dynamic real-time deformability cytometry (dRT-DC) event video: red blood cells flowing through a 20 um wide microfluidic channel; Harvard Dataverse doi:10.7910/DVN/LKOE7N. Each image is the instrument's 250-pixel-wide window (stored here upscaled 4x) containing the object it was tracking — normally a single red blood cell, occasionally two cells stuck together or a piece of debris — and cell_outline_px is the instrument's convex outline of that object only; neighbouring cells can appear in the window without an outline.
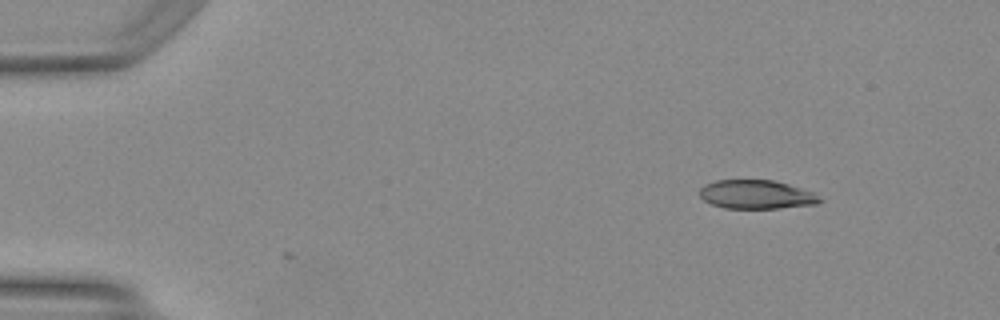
{"species": "Egyptian fruit bat (a non-hibernating species)", "species_latin": "Rousettus aegyptiacus", "temperature_condition": "warm", "stored_images_in_passage": 45, "camera_frame_rate_fps": 3000, "um_per_image_px": 0.085, "animal": {"sex": "female"}, "frame": {"image": 1, "passage_image": 1, "time_ms": 0.0, "image_size_px": [1000, 320], "cell_outline_px": [[824, 200], [816, 204], [776, 208], [724, 208], [712, 204], [704, 200], [700, 196], [700, 188], [704, 184], [716, 180], [776, 180], [812, 192]], "centroid_in_image_um": [64.27, 16.52], "position_along_channel_um": 20.7, "area_um2": 20.06}}
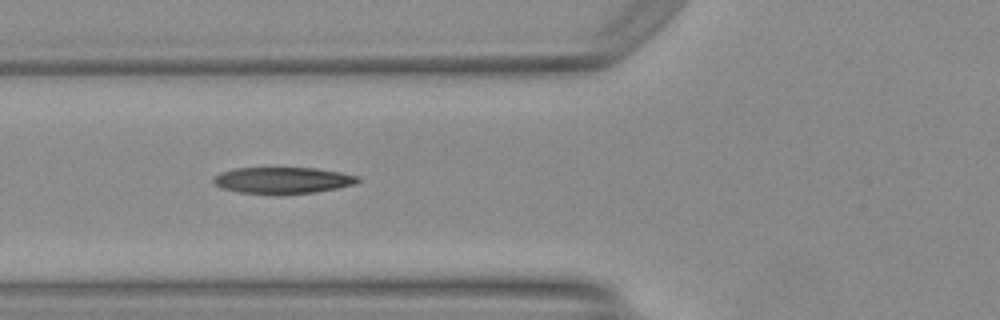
{"frame": {"image": 2, "passage_image": 14, "time_ms": 4.333, "image_size_px": [1000, 320], "cell_outline_px": [[360, 180], [356, 184], [316, 192], [240, 192], [224, 188], [216, 184], [212, 180], [220, 172], [236, 168], [316, 168], [340, 172], [360, 176]], "centroid_in_image_um": [24.09, 15.29], "position_along_channel_um": 101.7, "area_um2": 21.44}}
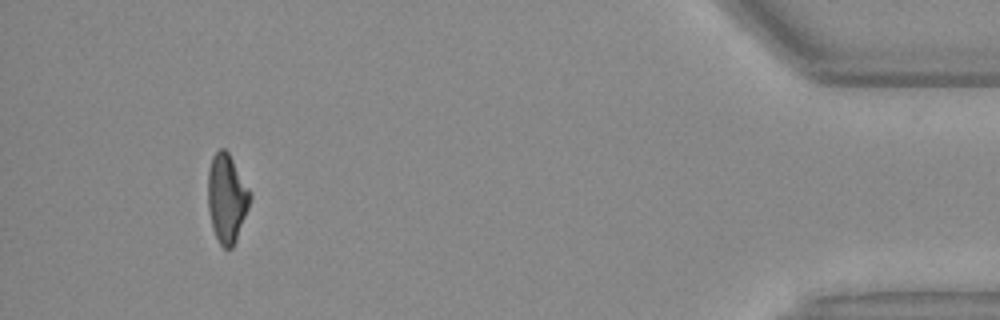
{"frame": {"image": 3, "passage_image": 41, "time_ms": 13.333, "image_size_px": [1000, 320], "cell_outline_px": [[252, 196], [248, 208], [236, 240], [232, 248], [224, 248], [220, 244], [212, 228], [208, 208], [208, 168], [212, 156], [220, 148], [224, 148], [228, 152], [252, 192]], "centroid_in_image_um": [19.28, 16.82], "position_along_channel_um": 415.9, "area_um2": 21.79}}